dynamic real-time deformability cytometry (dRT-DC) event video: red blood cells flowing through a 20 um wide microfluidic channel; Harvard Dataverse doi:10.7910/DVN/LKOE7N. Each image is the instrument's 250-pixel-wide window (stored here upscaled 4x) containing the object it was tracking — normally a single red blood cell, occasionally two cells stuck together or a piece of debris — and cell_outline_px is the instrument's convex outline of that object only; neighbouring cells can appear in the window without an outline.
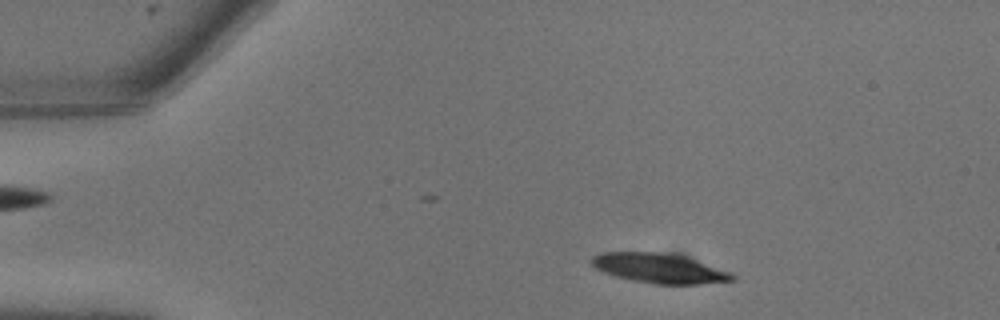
{"species": "common noctule bat (a hibernating species)", "species_latin": "Nyctalus noctula", "temperature_condition": "warm", "stored_images_in_passage": 5, "camera_frame_rate_fps": 3000, "um_per_image_px": 0.085, "animal": {"sex": "male", "body_mass_g": 13.3}, "frame": {"image": 1, "passage_image": 2, "time_ms": 0.333, "image_size_px": [1000, 320], "cell_outline_px": [[736, 280], [700, 284], [656, 284], [632, 280], [616, 276], [604, 272], [596, 268], [588, 260], [592, 256], [600, 252], [660, 252], [684, 256], [696, 260], [728, 272], [736, 276]], "centroid_in_image_um": [55.99, 22.8], "position_along_channel_um": 29.0, "area_um2": 24.16}}